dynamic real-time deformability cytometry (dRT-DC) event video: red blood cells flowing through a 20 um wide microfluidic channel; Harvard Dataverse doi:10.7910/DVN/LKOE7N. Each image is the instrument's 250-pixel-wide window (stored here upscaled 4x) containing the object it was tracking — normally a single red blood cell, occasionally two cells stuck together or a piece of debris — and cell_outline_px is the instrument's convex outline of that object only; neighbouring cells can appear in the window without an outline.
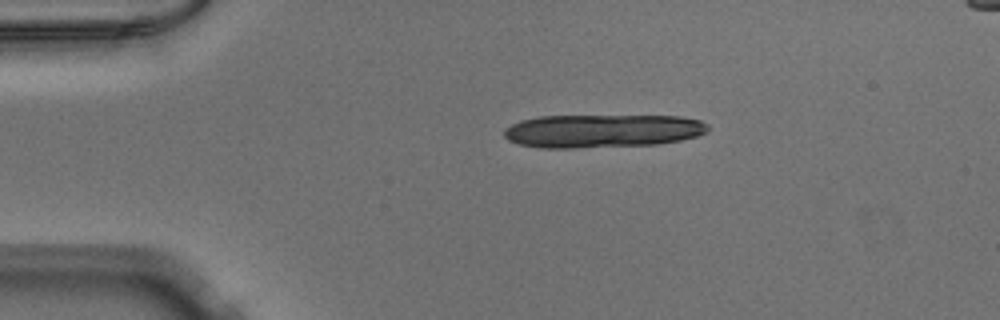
{"species": "Egyptian fruit bat (a non-hibernating species)", "species_latin": "Rousettus aegyptiacus", "temperature_condition": "warm", "stored_images_in_passage": 6, "camera_frame_rate_fps": 3000, "um_per_image_px": 0.085, "animal": {"sex": "male"}, "frame": {"image": 1, "passage_image": 1, "time_ms": 0.0, "image_size_px": [1000, 320], "cell_outline_px": [[708, 132], [696, 136], [680, 140], [656, 144], [576, 148], [540, 148], [520, 144], [508, 140], [504, 136], [504, 128], [520, 120], [540, 116], [680, 116], [700, 120], [708, 124]], "centroid_in_image_um": [51.18, 11.13], "position_along_channel_um": 33.8, "area_um2": 39.65}}